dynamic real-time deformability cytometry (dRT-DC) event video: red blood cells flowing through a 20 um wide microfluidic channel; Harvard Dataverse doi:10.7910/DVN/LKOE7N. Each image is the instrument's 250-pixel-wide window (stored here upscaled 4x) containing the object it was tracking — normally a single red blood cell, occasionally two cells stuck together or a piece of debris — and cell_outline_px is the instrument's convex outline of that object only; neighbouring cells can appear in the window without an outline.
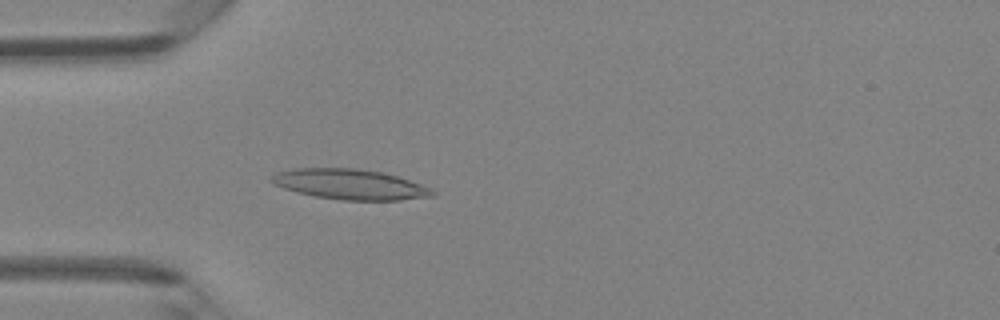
{"species": "Egyptian fruit bat (a non-hibernating species)", "species_latin": "Rousettus aegyptiacus", "temperature_condition": "room temperature", "stored_images_in_passage": 4, "camera_frame_rate_fps": 3000, "um_per_image_px": 0.085, "animal": {"sex": "female"}, "frame": {"image": 1, "passage_image": 4, "time_ms": 1.0, "image_size_px": [1000, 320], "cell_outline_px": [[436, 196], [400, 200], [344, 200], [316, 196], [296, 192], [272, 184], [268, 180], [276, 172], [296, 168], [356, 168], [384, 172], [432, 188], [436, 192]], "centroid_in_image_um": [29.75, 15.66], "position_along_channel_um": 55.3, "area_um2": 28.5}}